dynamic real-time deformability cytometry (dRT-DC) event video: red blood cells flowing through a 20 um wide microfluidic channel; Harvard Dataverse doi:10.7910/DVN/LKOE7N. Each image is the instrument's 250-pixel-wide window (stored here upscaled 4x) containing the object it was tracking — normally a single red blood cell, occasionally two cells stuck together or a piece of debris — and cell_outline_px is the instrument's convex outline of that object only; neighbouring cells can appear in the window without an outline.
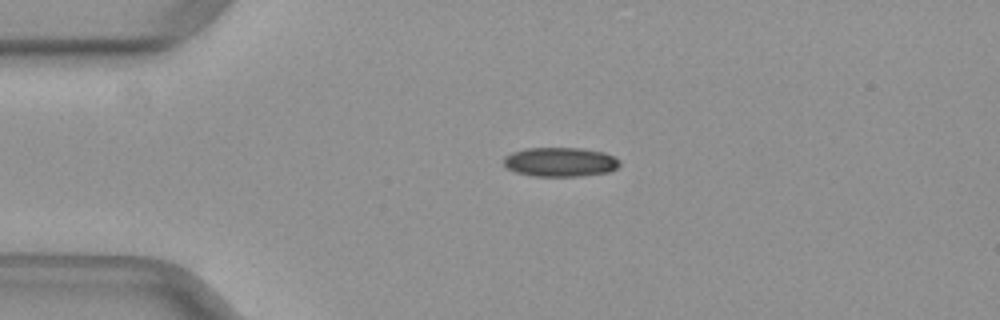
{"species": "common noctule bat (a hibernating species)", "species_latin": "Nyctalus noctula", "temperature_condition": "warm", "stored_images_in_passage": 34, "camera_frame_rate_fps": 3000, "um_per_image_px": 0.085, "animal": {"sex": "female", "body_mass_g": 29.2, "forearm_length_mm": 56.3}, "frame": {"image": 1, "passage_image": 1, "time_ms": 0.0, "image_size_px": [1000, 320], "cell_outline_px": [[620, 164], [616, 168], [608, 172], [580, 176], [532, 176], [516, 172], [508, 168], [504, 164], [504, 156], [512, 152], [524, 148], [580, 148], [604, 152], [620, 160]], "centroid_in_image_um": [47.61, 13.76], "position_along_channel_um": 37.4, "area_um2": 19.77}}